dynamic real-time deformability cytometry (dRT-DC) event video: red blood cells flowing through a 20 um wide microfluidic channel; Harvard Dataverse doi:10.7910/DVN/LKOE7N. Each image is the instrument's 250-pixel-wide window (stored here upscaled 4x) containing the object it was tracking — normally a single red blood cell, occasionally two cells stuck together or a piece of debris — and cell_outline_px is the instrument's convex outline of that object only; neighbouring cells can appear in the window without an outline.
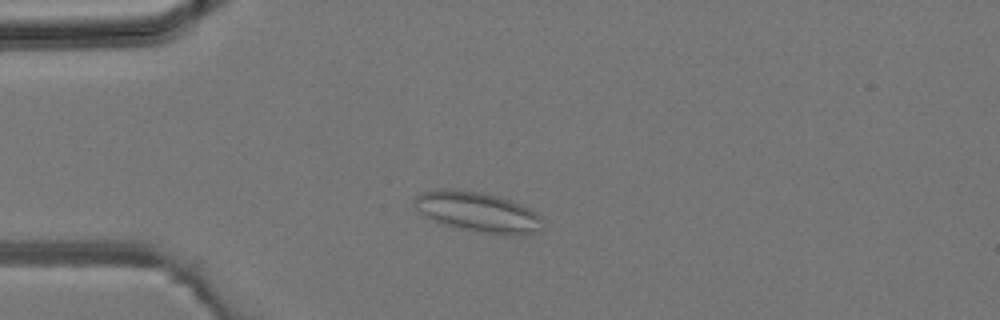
{"species": "common noctule bat (a hibernating species)", "species_latin": "Nyctalus noctula", "temperature_condition": "room temperature", "stored_images_in_passage": 41, "camera_frame_rate_fps": 3000, "um_per_image_px": 0.085, "animal": {"sex": "male", "body_mass_g": 19.2, "forearm_length_mm": 51.8}, "frame": {"image": 1, "passage_image": 9, "time_ms": 2.667, "image_size_px": [1000, 320], "cell_outline_px": [[540, 228], [532, 232], [512, 236], [480, 232], [460, 228], [444, 224], [420, 212], [416, 204], [416, 196], [424, 192], [480, 192], [512, 200], [536, 212], [540, 216]], "centroid_in_image_um": [40.71, 18.07], "position_along_channel_um": 44.3, "area_um2": 28.26}}
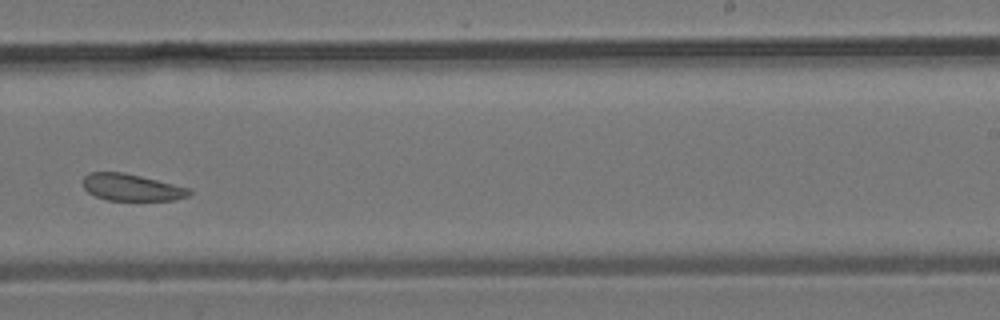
{"frame": {"image": 2, "passage_image": 25, "time_ms": 8.0, "image_size_px": [1000, 320], "cell_outline_px": [[192, 192], [188, 196], [172, 200], [108, 200], [96, 196], [88, 192], [84, 188], [84, 176], [88, 172], [124, 172], [192, 188]], "centroid_in_image_um": [11.21, 15.92], "position_along_channel_um": 277.8, "area_um2": 16.65}}
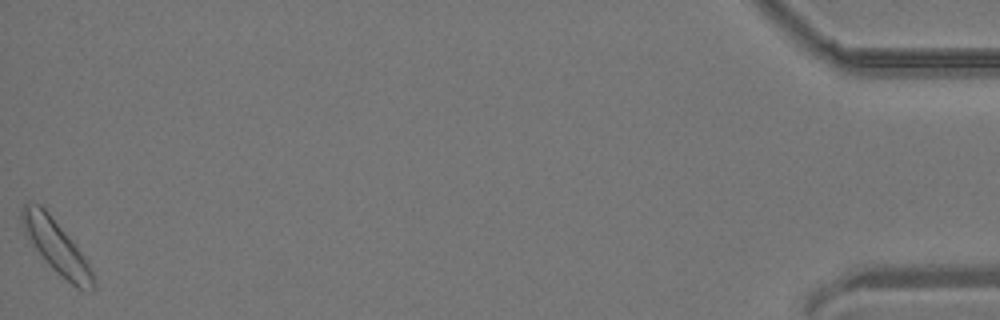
{"frame": {"image": 3, "passage_image": 41, "time_ms": 13.333, "image_size_px": [1000, 320], "cell_outline_px": [[96, 280], [92, 288], [76, 288], [56, 272], [44, 260], [28, 236], [24, 228], [20, 216], [20, 208], [24, 204], [40, 204], [48, 212], [80, 252], [88, 264]], "centroid_in_image_um": [4.76, 20.95], "position_along_channel_um": 430.4, "area_um2": 20.98}}